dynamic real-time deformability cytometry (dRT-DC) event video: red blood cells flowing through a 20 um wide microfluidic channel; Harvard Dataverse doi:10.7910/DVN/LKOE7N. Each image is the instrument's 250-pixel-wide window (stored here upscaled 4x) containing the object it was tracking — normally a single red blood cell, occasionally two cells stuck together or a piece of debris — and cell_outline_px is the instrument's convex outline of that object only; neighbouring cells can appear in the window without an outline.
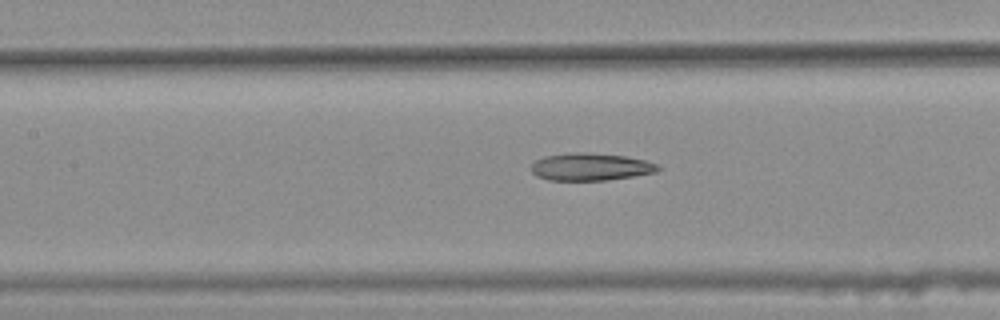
{"species": "common noctule bat (a hibernating species)", "species_latin": "Nyctalus noctula", "temperature_condition": "warm", "stored_images_in_passage": 25, "camera_frame_rate_fps": 3000, "um_per_image_px": 0.085, "animal": {"sex": "female", "body_mass_g": 25.1}, "frame": {"image": 1, "passage_image": 22, "time_ms": 7.0, "image_size_px": [1000, 320], "cell_outline_px": [[660, 168], [656, 172], [632, 176], [604, 180], [548, 180], [536, 176], [528, 168], [536, 160], [544, 156], [576, 152], [588, 152], [624, 156], [644, 160], [660, 164]], "centroid_in_image_um": [50.17, 14.18], "position_along_channel_um": 157.2, "area_um2": 20.29}}
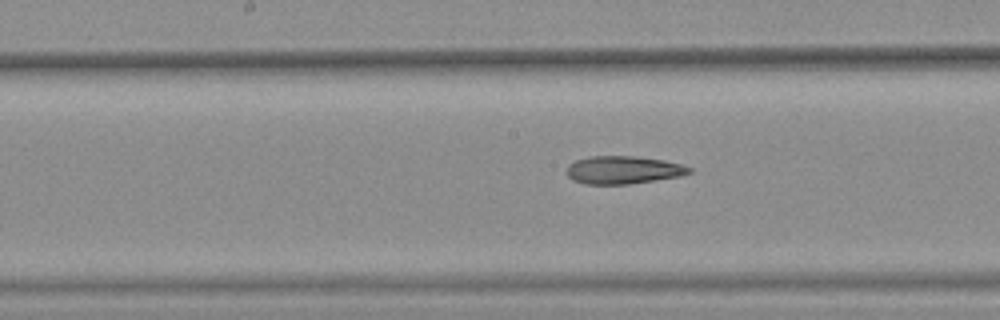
{"frame": {"image": 2, "passage_image": 25, "time_ms": 8.0, "image_size_px": [1000, 320], "cell_outline_px": [[692, 172], [680, 176], [628, 184], [584, 184], [572, 180], [564, 172], [568, 164], [576, 160], [592, 156], [632, 156], [664, 160], [680, 164], [692, 168]], "centroid_in_image_um": [52.92, 14.45], "position_along_channel_um": 195.3, "area_um2": 19.94}}